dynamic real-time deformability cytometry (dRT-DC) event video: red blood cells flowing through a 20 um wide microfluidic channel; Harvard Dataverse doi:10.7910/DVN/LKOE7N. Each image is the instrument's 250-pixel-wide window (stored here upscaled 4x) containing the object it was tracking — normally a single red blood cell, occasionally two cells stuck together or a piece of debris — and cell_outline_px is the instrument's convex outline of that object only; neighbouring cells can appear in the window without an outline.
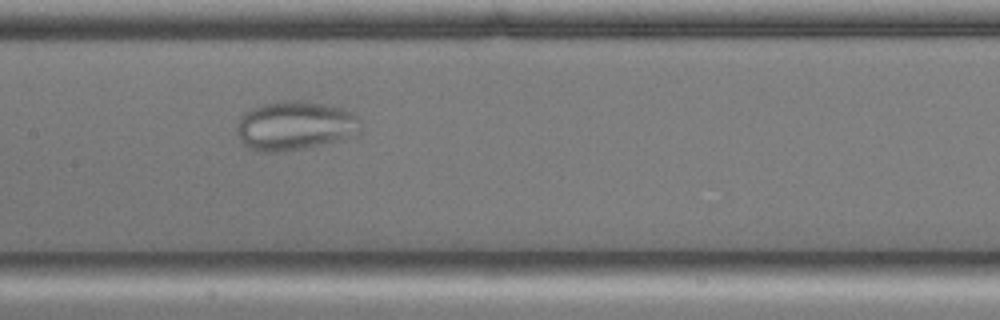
{"species": "common noctule bat (a hibernating species)", "species_latin": "Nyctalus noctula", "temperature_condition": "cold", "stored_images_in_passage": 37, "camera_frame_rate_fps": 3000, "um_per_image_px": 0.085, "animal": {"sex": "male", "body_mass_g": 17.9, "forearm_length_mm": 54.2}, "frame": {"image": 1, "passage_image": 11, "time_ms": 3.333, "image_size_px": [1000, 320], "cell_outline_px": [[360, 132], [348, 136], [320, 144], [304, 148], [284, 152], [264, 152], [252, 148], [244, 144], [240, 140], [236, 132], [236, 124], [240, 116], [248, 108], [280, 100], [300, 100], [328, 104], [352, 112], [360, 120]], "centroid_in_image_um": [25.01, 10.65], "position_along_channel_um": 182.4, "area_um2": 35.43}}